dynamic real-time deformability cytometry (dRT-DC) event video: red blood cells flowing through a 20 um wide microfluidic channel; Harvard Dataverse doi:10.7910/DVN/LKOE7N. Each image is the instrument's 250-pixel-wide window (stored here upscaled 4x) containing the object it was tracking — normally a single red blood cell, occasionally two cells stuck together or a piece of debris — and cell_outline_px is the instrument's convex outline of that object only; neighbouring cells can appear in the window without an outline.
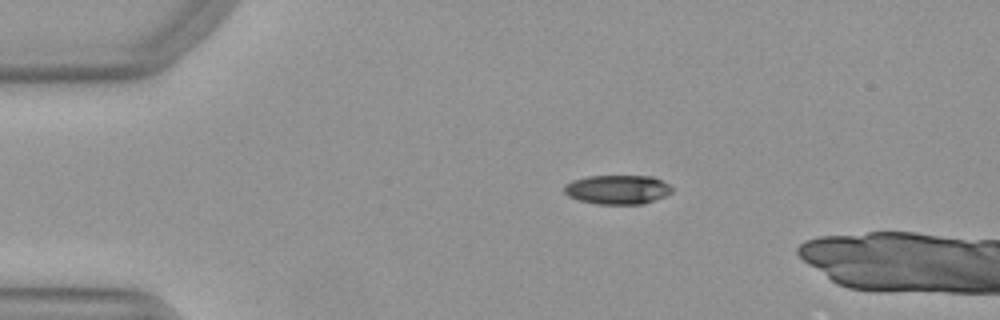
{"species": "Egyptian fruit bat (a non-hibernating species)", "species_latin": "Rousettus aegyptiacus", "temperature_condition": "warm", "stored_images_in_passage": 48, "camera_frame_rate_fps": 3000, "um_per_image_px": 0.085, "animal": {"sex": "female"}, "frame": {"image": 1, "passage_image": 10, "time_ms": 3.0, "image_size_px": [1000, 320], "cell_outline_px": [[672, 192], [664, 196], [644, 204], [596, 204], [580, 200], [568, 196], [564, 192], [564, 184], [572, 180], [588, 176], [652, 176], [668, 184], [672, 188]], "centroid_in_image_um": [52.46, 16.11], "position_along_channel_um": 32.5, "area_um2": 18.32}}
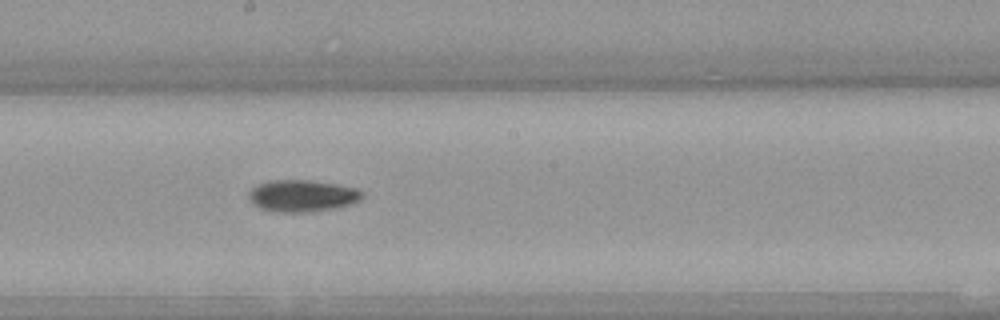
{"frame": {"image": 2, "passage_image": 28, "time_ms": 9.0, "image_size_px": [1000, 320], "cell_outline_px": [[364, 196], [360, 200], [352, 204], [340, 208], [308, 212], [276, 212], [260, 208], [252, 204], [248, 196], [248, 192], [252, 188], [260, 184], [272, 180], [308, 180], [336, 184], [356, 188], [364, 192]], "centroid_in_image_um": [25.72, 16.66], "position_along_channel_um": 222.5, "area_um2": 21.27}}
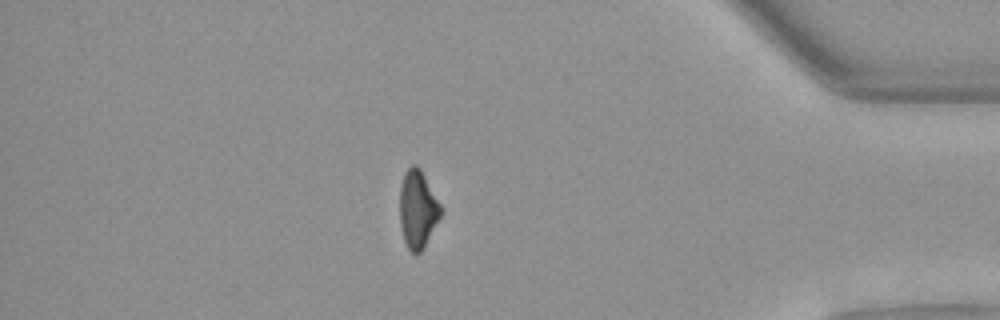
{"frame": {"image": 3, "passage_image": 44, "time_ms": 14.333, "image_size_px": [1000, 320], "cell_outline_px": [[444, 208], [424, 248], [420, 252], [412, 252], [408, 248], [404, 240], [400, 224], [400, 184], [404, 172], [412, 164], [416, 164], [420, 168]], "centroid_in_image_um": [35.51, 17.74], "position_along_channel_um": 399.7, "area_um2": 18.73}, "authors_computed_cell_mechanics": {"area_um2": 19.3919, "velocity_mm_per_s": 4.0154, "shape_relaxation_time_tau1_ms": 5.9947, "shape_relaxation_time_tau2_ms": null, "deformation_change_tau1": 0.1655, "deformation_change_tau2": null}}